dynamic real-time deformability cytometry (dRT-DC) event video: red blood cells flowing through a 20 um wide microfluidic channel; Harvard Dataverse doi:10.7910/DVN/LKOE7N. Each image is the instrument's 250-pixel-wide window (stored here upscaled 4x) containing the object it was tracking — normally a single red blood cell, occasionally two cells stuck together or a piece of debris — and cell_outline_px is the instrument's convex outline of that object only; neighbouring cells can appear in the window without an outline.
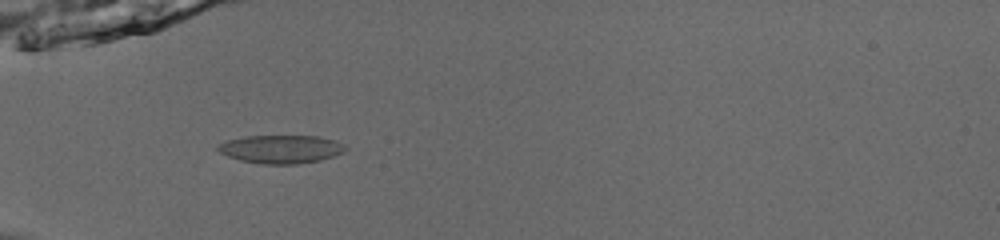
{"species": "common noctule bat (a hibernating species)", "species_latin": "Nyctalus noctula", "temperature_condition": "room temperature", "stored_images_in_passage": 55, "camera_frame_rate_fps": 3000, "um_per_image_px": 0.085, "animal": {"sex": "male", "body_mass_g": 13.0, "forearm_length_mm": 53.1}, "frame": {"image": 1, "passage_image": 20, "time_ms": 6.333, "image_size_px": [1000, 240], "cell_outline_px": [[348, 148], [344, 152], [320, 160], [296, 164], [260, 164], [240, 160], [228, 156], [220, 152], [216, 148], [216, 144], [224, 140], [244, 136], [316, 136], [336, 140], [344, 144]], "centroid_in_image_um": [23.85, 12.67], "position_along_channel_um": 61.1, "area_um2": 21.21}}
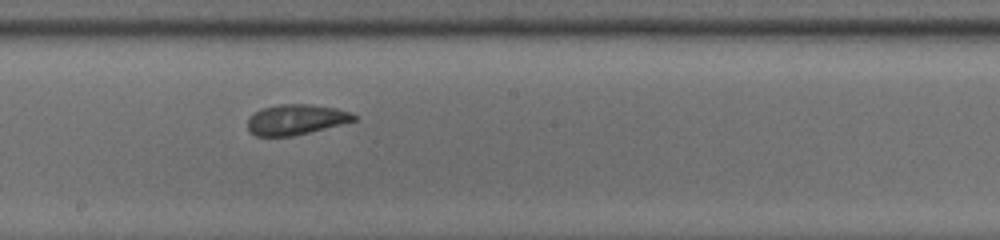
{"frame": {"image": 2, "passage_image": 33, "time_ms": 10.667, "image_size_px": [1000, 240], "cell_outline_px": [[356, 120], [292, 136], [256, 136], [248, 128], [248, 116], [260, 108], [280, 104], [308, 104], [336, 108], [348, 112], [356, 116]], "centroid_in_image_um": [25.1, 10.15], "position_along_channel_um": 223.1, "area_um2": 18.55}}
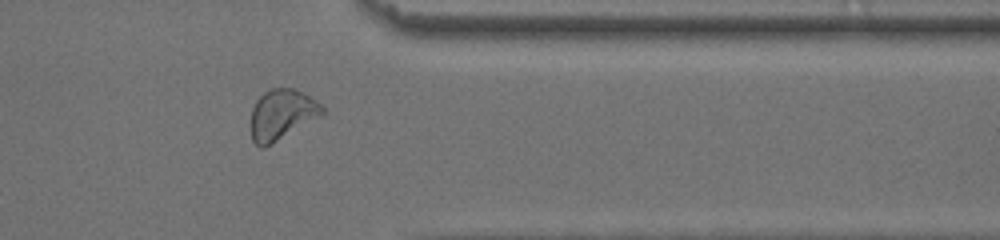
{"frame": {"image": 3, "passage_image": 46, "time_ms": 15.0, "image_size_px": [1000, 240], "cell_outline_px": [[324, 116], [272, 144], [264, 148], [260, 148], [252, 140], [252, 108], [256, 100], [268, 88], [292, 88], [304, 92], [316, 100], [324, 108]], "centroid_in_image_um": [24.0, 9.74], "position_along_channel_um": 387.4, "area_um2": 21.33}, "authors_computed_cell_mechanics": {"area_um2": 20.4612, "velocity_mm_per_s": 3.8794, "shape_relaxation_time_tau1_ms": 4.341, "shape_relaxation_time_tau2_ms": 1.384, "deformation_change_tau1": 0.1122, "deformation_change_tau2": 0.0629}}